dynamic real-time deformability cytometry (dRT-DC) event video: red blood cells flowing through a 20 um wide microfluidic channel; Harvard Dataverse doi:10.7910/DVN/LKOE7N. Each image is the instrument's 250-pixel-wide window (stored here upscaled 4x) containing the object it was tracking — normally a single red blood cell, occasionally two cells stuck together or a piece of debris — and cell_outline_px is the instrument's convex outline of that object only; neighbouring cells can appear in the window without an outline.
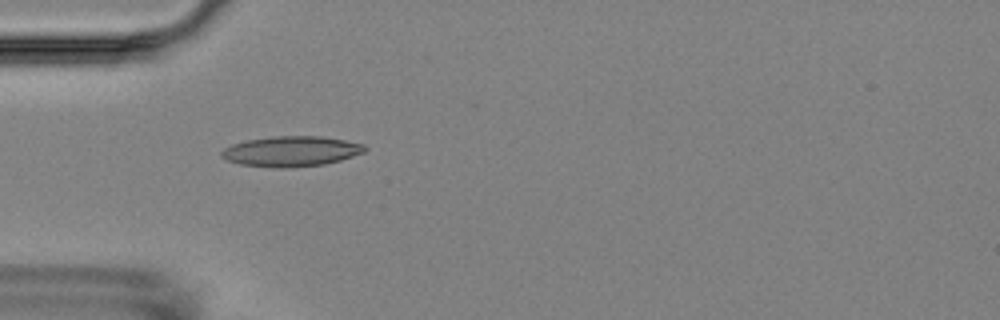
{"species": "Egyptian fruit bat (a non-hibernating species)", "species_latin": "Rousettus aegyptiacus", "temperature_condition": "room temperature", "stored_images_in_passage": 4, "camera_frame_rate_fps": 3000, "um_per_image_px": 0.085, "animal": {"sex": "female"}, "frame": {"image": 1, "passage_image": 3, "time_ms": 2.333, "image_size_px": [1000, 320], "cell_outline_px": [[368, 148], [364, 152], [340, 160], [324, 164], [292, 168], [276, 168], [240, 164], [228, 160], [220, 156], [220, 152], [224, 148], [232, 144], [248, 140], [272, 136], [324, 136], [364, 144]], "centroid_in_image_um": [24.75, 12.86], "position_along_channel_um": 60.2, "area_um2": 25.37}}
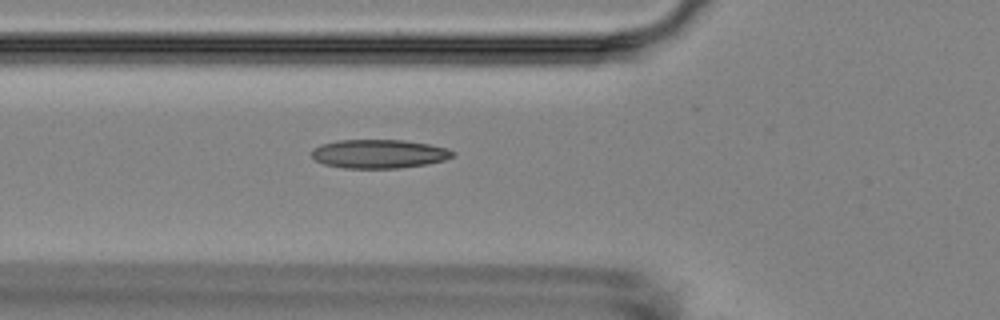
{"frame": {"image": 2, "passage_image": 4, "time_ms": 3.333, "image_size_px": [1000, 320], "cell_outline_px": [[456, 156], [444, 160], [428, 164], [400, 168], [344, 168], [324, 164], [316, 160], [312, 156], [312, 148], [320, 144], [336, 140], [404, 140], [428, 144], [448, 148], [456, 152]], "centroid_in_image_um": [32.24, 13.07], "position_along_channel_um": 93.6, "area_um2": 23.87}}